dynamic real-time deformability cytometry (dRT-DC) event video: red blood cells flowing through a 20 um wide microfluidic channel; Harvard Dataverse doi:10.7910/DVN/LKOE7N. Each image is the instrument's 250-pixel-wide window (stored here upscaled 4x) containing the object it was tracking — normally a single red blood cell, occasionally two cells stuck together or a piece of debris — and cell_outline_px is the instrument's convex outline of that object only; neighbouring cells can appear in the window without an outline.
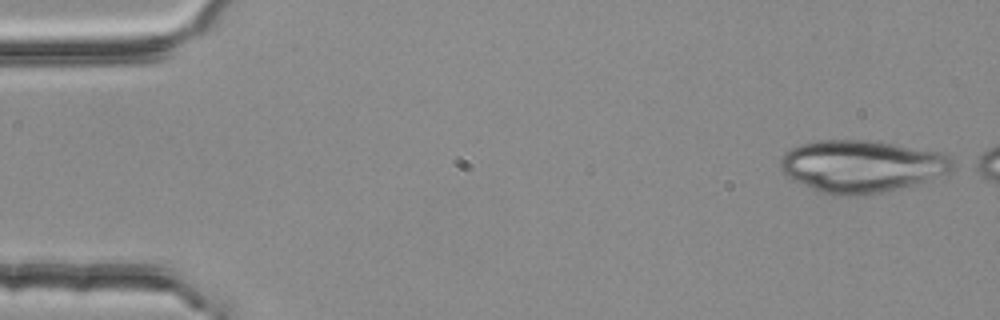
{"species": "common noctule bat (a hibernating species)", "species_latin": "Nyctalus noctula", "temperature_condition": "room temperature", "stored_images_in_passage": 8, "camera_frame_rate_fps": 3000, "um_per_image_px": 0.085, "animal": {"sex": "female", "body_mass_g": 25.1}, "frame": {"image": 1, "passage_image": 1, "time_ms": 0.0, "image_size_px": [1000, 320], "cell_outline_px": [[960, 168], [952, 172], [912, 184], [880, 192], [844, 196], [832, 196], [820, 192], [792, 180], [780, 172], [780, 160], [792, 148], [800, 144], [816, 140], [872, 140], [896, 144], [940, 152], [952, 156]], "centroid_in_image_um": [73.27, 14.11], "position_along_channel_um": 11.7, "area_um2": 52.66}}